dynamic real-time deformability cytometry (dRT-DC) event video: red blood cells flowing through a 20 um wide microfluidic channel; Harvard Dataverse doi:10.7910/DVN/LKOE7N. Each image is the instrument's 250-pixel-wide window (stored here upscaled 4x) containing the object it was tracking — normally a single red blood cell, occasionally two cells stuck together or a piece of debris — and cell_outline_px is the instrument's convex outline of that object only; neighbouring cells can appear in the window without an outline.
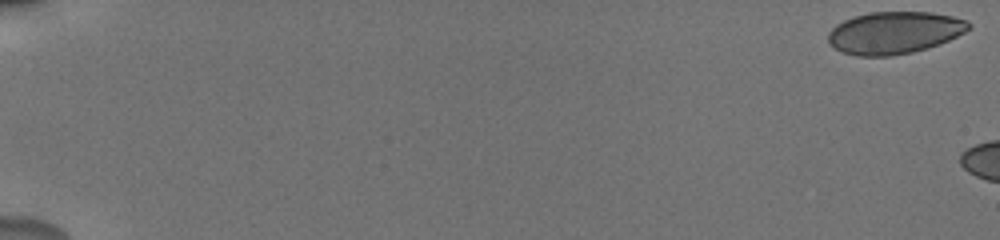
{"species": "human", "species_latin": "Homo sapiens", "temperature_condition": "cold", "stored_images_in_passage": 7, "camera_frame_rate_fps": 3000, "um_per_image_px": 0.085, "donor": {"sex": "male"}, "frame": {"image": 1, "passage_image": 1, "time_ms": 0.0, "image_size_px": [1000, 240], "cell_outline_px": [[972, 28], [948, 40], [912, 52], [888, 56], [856, 56], [840, 52], [828, 40], [828, 32], [836, 24], [844, 20], [868, 12], [932, 12], [952, 16], [968, 20], [972, 24]], "centroid_in_image_um": [76.02, 2.77], "position_along_channel_um": 9.0, "area_um2": 34.45}}